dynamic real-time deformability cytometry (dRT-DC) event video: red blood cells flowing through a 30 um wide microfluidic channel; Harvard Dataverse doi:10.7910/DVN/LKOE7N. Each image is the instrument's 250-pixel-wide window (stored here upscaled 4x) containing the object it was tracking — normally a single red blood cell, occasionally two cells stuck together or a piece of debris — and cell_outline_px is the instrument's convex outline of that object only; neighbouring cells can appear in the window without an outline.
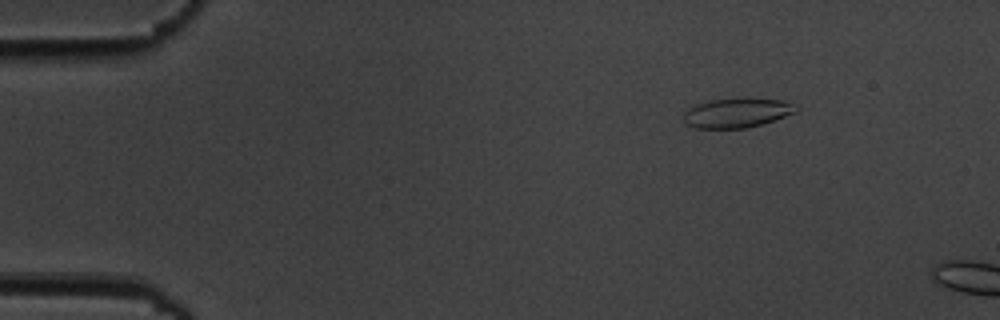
{"species": "common noctule bat (a hibernating species)", "species_latin": "Nyctalus noctula", "temperature_condition": "cold", "stored_images_in_passage": 4, "camera_frame_rate_fps": 3000, "um_per_image_px": 0.085, "animal": {"sex": "male", "body_mass_g": 19.5, "forearm_length_mm": 54.6}, "frame": {"image": 1, "passage_image": 3, "time_ms": 2.0, "image_size_px": [1000, 320], "cell_outline_px": [[800, 108], [796, 112], [776, 120], [748, 128], [696, 128], [684, 124], [684, 112], [688, 108], [696, 104], [712, 100], [744, 96], [748, 96], [784, 100]], "centroid_in_image_um": [62.67, 9.56], "position_along_channel_um": 22.3, "area_um2": 20.0}}